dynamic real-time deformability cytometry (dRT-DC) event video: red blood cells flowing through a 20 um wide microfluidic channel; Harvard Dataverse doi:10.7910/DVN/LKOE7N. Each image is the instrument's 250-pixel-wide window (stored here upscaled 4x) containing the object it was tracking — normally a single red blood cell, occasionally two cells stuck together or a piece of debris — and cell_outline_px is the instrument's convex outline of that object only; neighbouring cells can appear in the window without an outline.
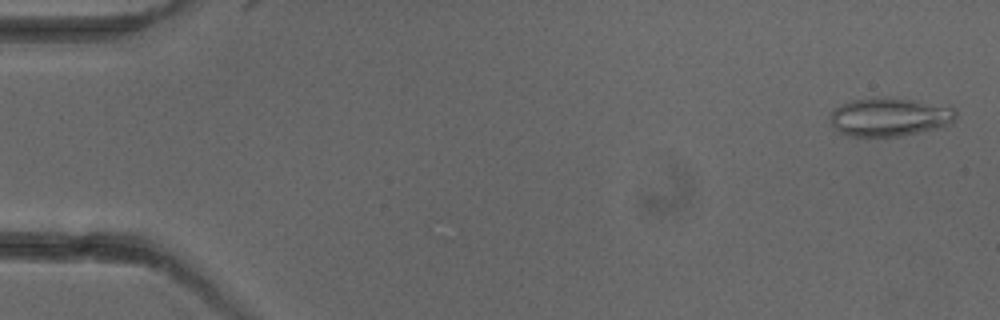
{"species": "common noctule bat (a hibernating species)", "species_latin": "Nyctalus noctula", "temperature_condition": "cold", "stored_images_in_passage": 6, "camera_frame_rate_fps": 3000, "um_per_image_px": 0.085, "animal": {"sex": "female"}, "frame": {"image": 1, "passage_image": 1, "time_ms": 0.0, "image_size_px": [1000, 320], "cell_outline_px": [[956, 116], [952, 124], [936, 128], [900, 136], [848, 136], [840, 132], [832, 124], [828, 116], [832, 108], [852, 100], [872, 96], [916, 100], [948, 104], [956, 108]], "centroid_in_image_um": [75.63, 9.91], "position_along_channel_um": 9.4, "area_um2": 28.78}}